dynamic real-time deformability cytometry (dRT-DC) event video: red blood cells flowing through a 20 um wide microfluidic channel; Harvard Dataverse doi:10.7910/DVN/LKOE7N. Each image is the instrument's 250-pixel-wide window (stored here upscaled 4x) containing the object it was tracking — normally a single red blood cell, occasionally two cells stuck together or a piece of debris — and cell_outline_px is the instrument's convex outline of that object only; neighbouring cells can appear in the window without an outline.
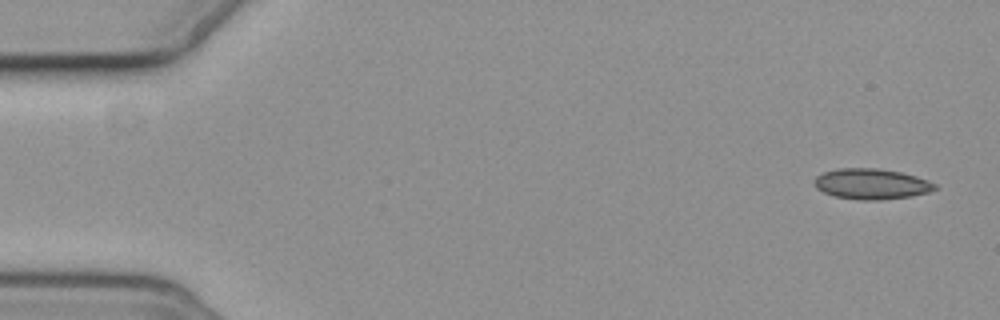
{"species": "common noctule bat (a hibernating species)", "species_latin": "Nyctalus noctula", "temperature_condition": "cold", "stored_images_in_passage": 6, "camera_frame_rate_fps": 3000, "um_per_image_px": 0.085, "animal": {"sex": "female", "body_mass_g": 19.3, "forearm_length_mm": 54.1}, "frame": {"image": 1, "passage_image": 1, "time_ms": 0.0, "image_size_px": [1000, 320], "cell_outline_px": [[936, 188], [928, 192], [912, 196], [880, 200], [860, 200], [836, 196], [824, 192], [816, 188], [812, 180], [816, 176], [824, 172], [836, 168], [880, 168], [900, 172], [916, 176], [928, 180], [936, 184]], "centroid_in_image_um": [74.05, 15.63], "position_along_channel_um": 10.9, "area_um2": 21.56}}